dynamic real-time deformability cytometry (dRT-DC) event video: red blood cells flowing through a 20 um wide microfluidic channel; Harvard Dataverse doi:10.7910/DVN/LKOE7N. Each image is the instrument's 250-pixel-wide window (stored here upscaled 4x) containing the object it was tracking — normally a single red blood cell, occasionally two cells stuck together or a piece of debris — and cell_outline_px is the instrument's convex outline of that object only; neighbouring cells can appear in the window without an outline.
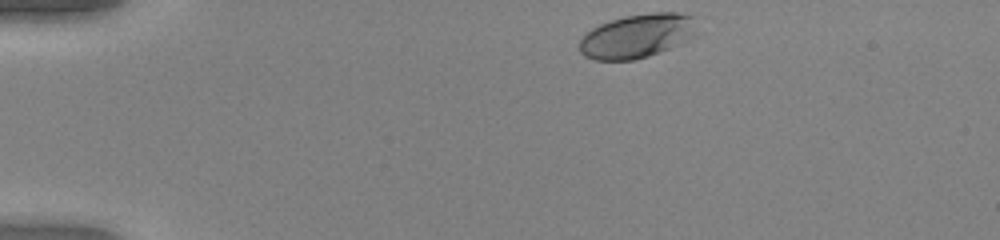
{"species": "human", "species_latin": "Homo sapiens", "temperature_condition": "warm", "stored_images_in_passage": 37, "camera_frame_rate_fps": 3000, "um_per_image_px": 0.085, "donor": {"sex": "female"}, "frame": {"image": 1, "passage_image": 1, "time_ms": 0.0, "image_size_px": [1000, 240], "cell_outline_px": [[700, 32], [696, 36], [660, 52], [648, 56], [632, 60], [596, 60], [584, 56], [580, 52], [580, 40], [592, 28], [600, 24], [624, 16], [652, 12], [676, 12], [692, 16]], "centroid_in_image_um": [54.2, 3.05], "position_along_channel_um": 30.8, "area_um2": 30.17}}
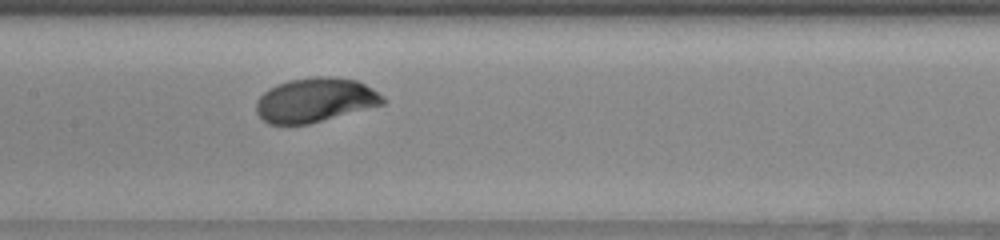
{"frame": {"image": 2, "passage_image": 18, "time_ms": 5.667, "image_size_px": [1000, 240], "cell_outline_px": [[388, 100], [384, 104], [308, 124], [268, 124], [256, 112], [256, 100], [268, 88], [276, 84], [288, 80], [316, 76], [332, 76], [356, 80], [372, 88], [384, 96]], "centroid_in_image_um": [26.79, 8.49], "position_along_channel_um": 180.6, "area_um2": 32.77}}
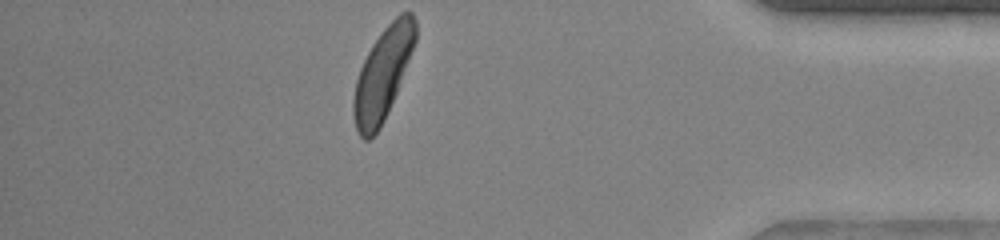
{"frame": {"image": 3, "passage_image": 37, "time_ms": 12.0, "image_size_px": [1000, 240], "cell_outline_px": [[416, 40], [396, 92], [384, 120], [380, 128], [368, 140], [364, 140], [356, 132], [352, 112], [352, 100], [356, 80], [360, 68], [372, 44], [384, 28], [400, 12], [412, 12], [416, 20]], "centroid_in_image_um": [32.51, 6.29], "position_along_channel_um": 402.7, "area_um2": 32.83}, "authors_computed_cell_mechanics": {"area_um2": 31.9634, "velocity_mm_per_s": 4.0182, "shape_relaxation_time_tau1_ms": 2.0346, "shape_relaxation_time_tau2_ms": null, "deformation_change_tau1": 0.1371, "deformation_change_tau2": null}}